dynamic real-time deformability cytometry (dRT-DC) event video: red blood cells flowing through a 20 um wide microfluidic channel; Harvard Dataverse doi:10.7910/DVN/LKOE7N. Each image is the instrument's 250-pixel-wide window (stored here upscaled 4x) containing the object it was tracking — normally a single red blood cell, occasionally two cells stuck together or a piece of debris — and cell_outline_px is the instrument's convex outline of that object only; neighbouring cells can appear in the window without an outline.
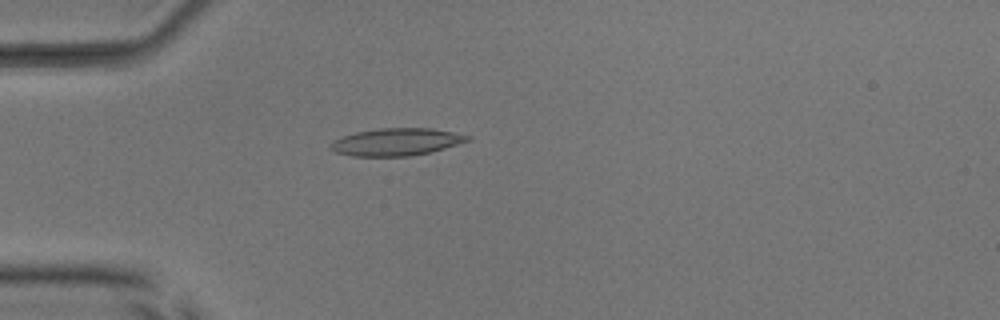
{"species": "common noctule bat (a hibernating species)", "species_latin": "Nyctalus noctula", "temperature_condition": "room temperature", "stored_images_in_passage": 51, "camera_frame_rate_fps": 3000, "um_per_image_px": 0.085, "animal": {"sex": "male", "body_mass_g": 17.9, "forearm_length_mm": 54.2}, "frame": {"image": 1, "passage_image": 14, "time_ms": 4.333, "image_size_px": [1000, 320], "cell_outline_px": [[472, 140], [432, 152], [408, 156], [352, 156], [336, 152], [328, 148], [336, 140], [344, 136], [356, 132], [380, 128], [432, 128], [472, 136]], "centroid_in_image_um": [33.75, 12.06], "position_along_channel_um": 51.2, "area_um2": 21.79}}
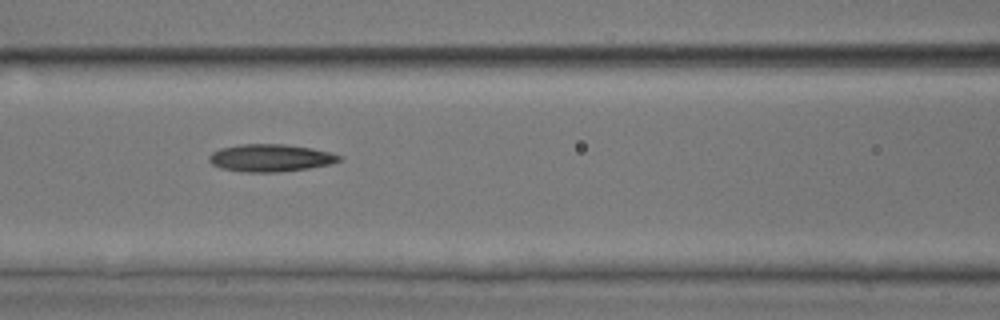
{"frame": {"image": 2, "passage_image": 22, "time_ms": 7.0, "image_size_px": [1000, 320], "cell_outline_px": [[344, 156], [340, 160], [332, 164], [308, 168], [276, 172], [248, 172], [220, 168], [212, 164], [208, 160], [208, 156], [212, 152], [220, 148], [240, 144], [284, 144], [312, 148]], "centroid_in_image_um": [22.98, 13.42], "position_along_channel_um": 143.6, "area_um2": 20.81}}
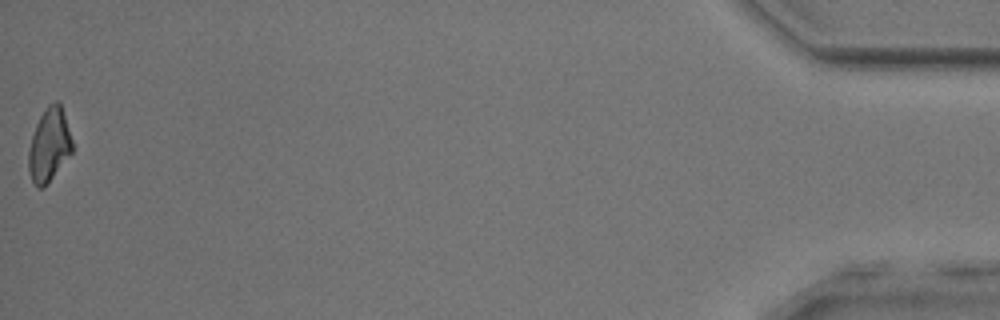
{"frame": {"image": 3, "passage_image": 51, "time_ms": 16.667, "image_size_px": [1000, 320], "cell_outline_px": [[72, 152], [44, 188], [36, 188], [32, 180], [28, 168], [28, 152], [32, 136], [36, 124], [40, 116], [48, 104], [56, 100], [60, 104], [72, 140]], "centroid_in_image_um": [4.16, 12.35], "position_along_channel_um": 431.0, "area_um2": 18.44}, "authors_computed_cell_mechanics": {"area_um2": 20.4034, "velocity_mm_per_s": 3.9627, "shape_relaxation_time_tau1_ms": 7.4874, "shape_relaxation_time_tau2_ms": 8.5301, "deformation_change_tau1": 0.1654, "deformation_change_tau2": 0.2079}}